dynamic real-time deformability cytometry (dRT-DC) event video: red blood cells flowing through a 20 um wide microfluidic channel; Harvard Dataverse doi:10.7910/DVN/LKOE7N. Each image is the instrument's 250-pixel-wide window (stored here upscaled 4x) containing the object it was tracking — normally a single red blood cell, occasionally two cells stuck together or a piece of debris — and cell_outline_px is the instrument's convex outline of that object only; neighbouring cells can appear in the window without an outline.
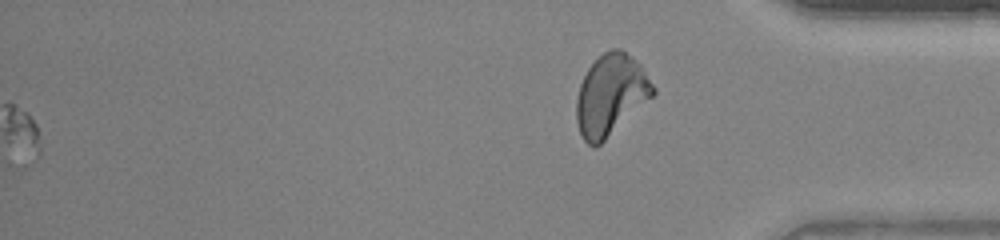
{"species": "human", "species_latin": "Homo sapiens", "temperature_condition": "warm", "stored_images_in_passage": 41, "segment_of_instrument_passage": [2, 2], "camera_frame_rate_fps": 3000, "um_per_image_px": 0.085, "donor": {"sex": "female"}, "frame": {"image": 1, "passage_image": 41, "time_ms": 13.333, "image_size_px": [1000, 240], "cell_outline_px": [[656, 92], [652, 96], [596, 148], [592, 148], [584, 140], [580, 132], [576, 120], [576, 100], [580, 84], [588, 68], [604, 52], [612, 48], [620, 48], [632, 56], [644, 68], [656, 88]], "centroid_in_image_um": [51.91, 8.06], "position_along_channel_um": 383.3, "area_um2": 35.95}}